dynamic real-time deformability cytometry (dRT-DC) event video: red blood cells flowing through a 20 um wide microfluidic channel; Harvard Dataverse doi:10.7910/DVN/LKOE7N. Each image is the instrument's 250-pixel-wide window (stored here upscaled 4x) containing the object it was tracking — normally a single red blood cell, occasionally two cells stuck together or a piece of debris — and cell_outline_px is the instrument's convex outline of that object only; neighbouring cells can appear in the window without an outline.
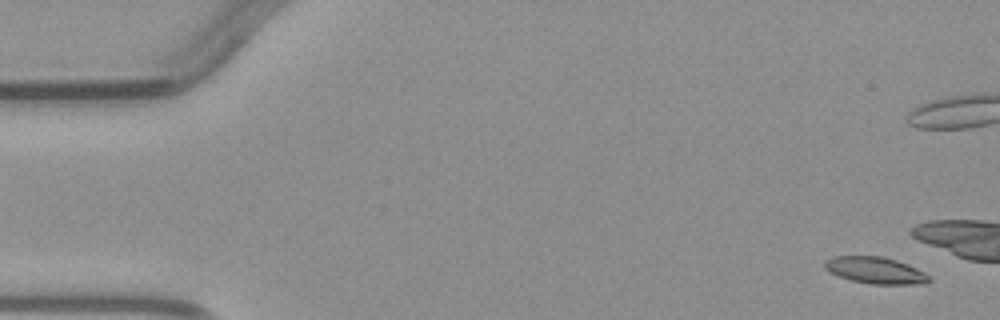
{"species": "common noctule bat (a hibernating species)", "species_latin": "Nyctalus noctula", "temperature_condition": "warm", "stored_images_in_passage": 6, "camera_frame_rate_fps": 3000, "um_per_image_px": 0.085, "animal": {"sex": "male", "body_mass_g": 23.1, "forearm_length_mm": 52.7}, "frame": {"image": 1, "passage_image": 1, "time_ms": 0.0, "image_size_px": [1000, 320], "cell_outline_px": [[932, 280], [924, 284], [872, 284], [852, 280], [828, 272], [824, 268], [824, 260], [832, 256], [880, 256], [896, 260], [908, 264], [924, 272]], "centroid_in_image_um": [74.39, 22.97], "position_along_channel_um": 10.6, "area_um2": 16.24}}